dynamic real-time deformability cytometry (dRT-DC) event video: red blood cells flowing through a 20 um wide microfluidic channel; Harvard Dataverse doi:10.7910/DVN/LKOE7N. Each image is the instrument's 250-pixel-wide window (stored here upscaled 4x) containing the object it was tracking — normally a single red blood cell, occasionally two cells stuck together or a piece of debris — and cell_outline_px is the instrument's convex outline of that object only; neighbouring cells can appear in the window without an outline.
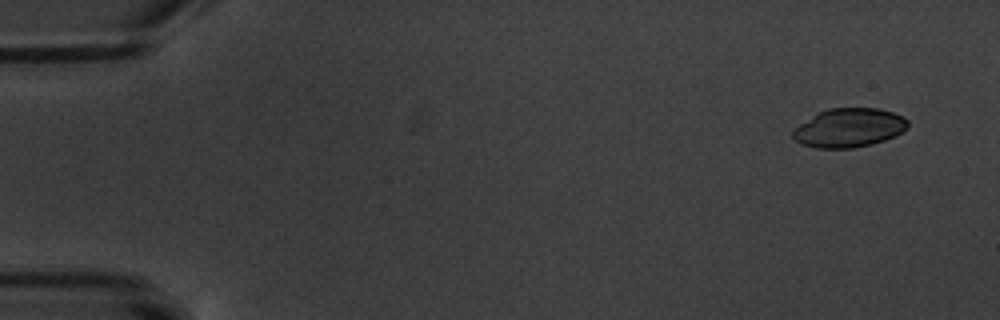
{"species": "common noctule bat (a hibernating species)", "species_latin": "Nyctalus noctula", "temperature_condition": "warm", "stored_images_in_passage": 4, "camera_frame_rate_fps": 3000, "um_per_image_px": 0.085, "animal": {"sex": "male", "body_mass_g": 20.1, "forearm_length_mm": 53.5}, "frame": {"image": 1, "passage_image": 1, "time_ms": 0.0, "image_size_px": [1000, 320], "cell_outline_px": [[908, 128], [896, 136], [872, 144], [852, 148], [816, 148], [800, 144], [792, 136], [792, 128], [820, 112], [828, 108], [880, 108], [904, 116], [908, 120]], "centroid_in_image_um": [72.18, 10.86], "position_along_channel_um": 12.8, "area_um2": 26.24}}
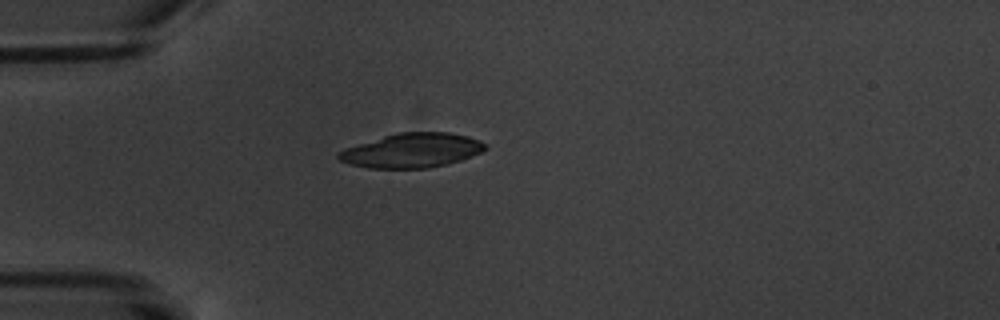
{"frame": {"image": 2, "passage_image": 4, "time_ms": 4.333, "image_size_px": [1000, 320], "cell_outline_px": [[488, 148], [480, 152], [460, 160], [428, 168], [368, 168], [352, 164], [340, 160], [336, 156], [336, 152], [344, 148], [396, 132], [448, 132], [468, 136], [480, 140], [488, 144]], "centroid_in_image_um": [35.01, 12.77], "position_along_channel_um": 50.0, "area_um2": 29.36}}